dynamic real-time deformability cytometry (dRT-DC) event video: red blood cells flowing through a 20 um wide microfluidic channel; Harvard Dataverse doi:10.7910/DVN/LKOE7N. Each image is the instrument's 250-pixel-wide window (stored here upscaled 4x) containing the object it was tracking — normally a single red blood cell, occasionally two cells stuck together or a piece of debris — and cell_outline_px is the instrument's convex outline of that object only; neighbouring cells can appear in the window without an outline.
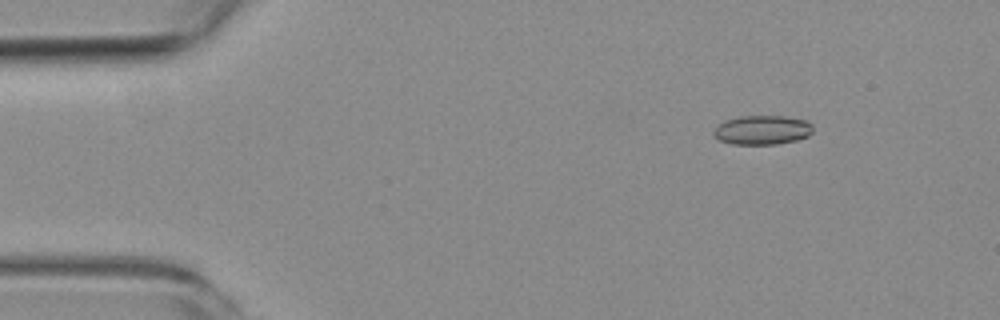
{"species": "common noctule bat (a hibernating species)", "species_latin": "Nyctalus noctula", "temperature_condition": "room temperature", "stored_images_in_passage": 5, "camera_frame_rate_fps": 3000, "um_per_image_px": 0.085, "animal": {"sex": "female", "body_mass_g": 19.3, "forearm_length_mm": 54.1}, "frame": {"image": 1, "passage_image": 2, "time_ms": 1.333, "image_size_px": [1000, 320], "cell_outline_px": [[812, 132], [808, 136], [796, 140], [776, 144], [732, 144], [720, 140], [712, 132], [724, 120], [740, 116], [784, 116], [808, 120], [812, 124]], "centroid_in_image_um": [64.82, 11.04], "position_along_channel_um": 20.2, "area_um2": 16.88}}
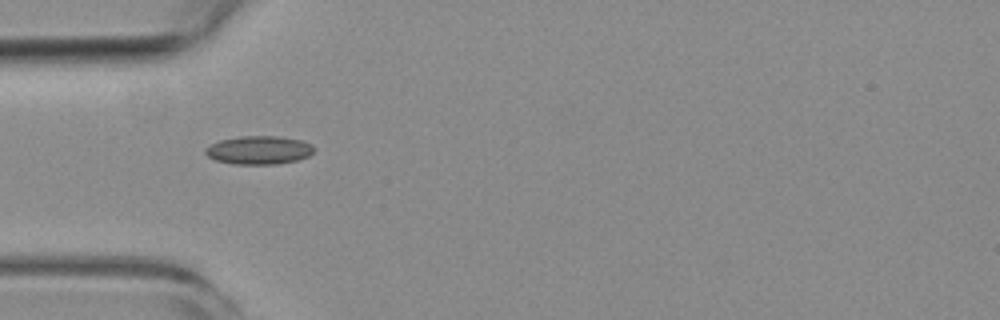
{"frame": {"image": 2, "passage_image": 5, "time_ms": 4.667, "image_size_px": [1000, 320], "cell_outline_px": [[316, 148], [308, 156], [296, 160], [276, 164], [232, 164], [216, 160], [208, 156], [204, 152], [204, 148], [220, 140], [240, 136], [276, 136], [304, 140], [312, 144]], "centroid_in_image_um": [22.02, 12.75], "position_along_channel_um": 63.0, "area_um2": 18.03}}